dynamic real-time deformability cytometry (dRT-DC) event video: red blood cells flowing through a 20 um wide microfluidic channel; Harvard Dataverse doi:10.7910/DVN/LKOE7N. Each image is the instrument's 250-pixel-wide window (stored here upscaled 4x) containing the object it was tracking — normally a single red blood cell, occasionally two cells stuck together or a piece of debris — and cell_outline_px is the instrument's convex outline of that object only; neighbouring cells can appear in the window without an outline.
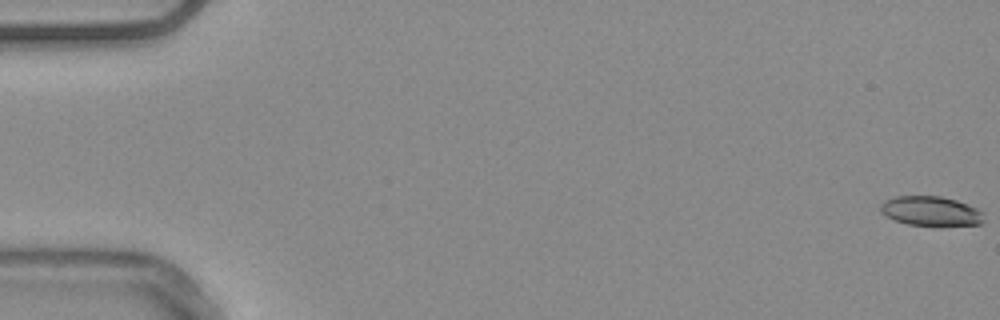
{"species": "common noctule bat (a hibernating species)", "species_latin": "Nyctalus noctula", "temperature_condition": "warm", "stored_images_in_passage": 55, "camera_frame_rate_fps": 3000, "um_per_image_px": 0.085, "animal": {"sex": "male", "body_mass_g": 20.4}, "frame": {"image": 1, "passage_image": 1, "time_ms": 0.0, "image_size_px": [1000, 320], "cell_outline_px": [[984, 220], [980, 224], [940, 228], [908, 224], [884, 216], [880, 212], [880, 204], [884, 200], [896, 196], [940, 196], [956, 200], [968, 204], [984, 212]], "centroid_in_image_um": [79.15, 17.98], "position_along_channel_um": 5.9, "area_um2": 18.55}}
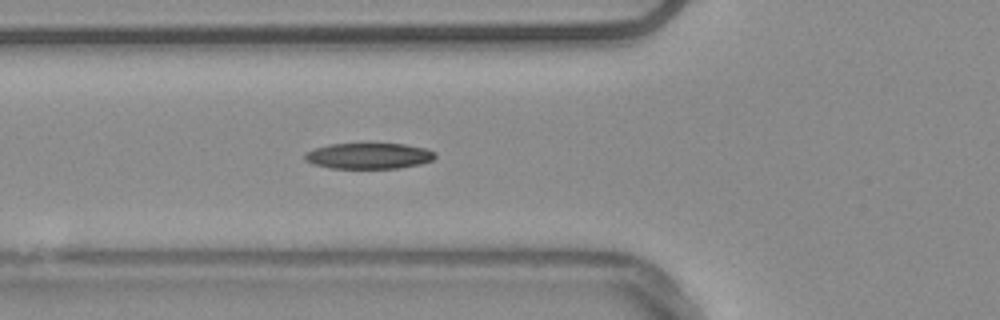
{"frame": {"image": 2, "passage_image": 21, "time_ms": 6.667, "image_size_px": [1000, 320], "cell_outline_px": [[436, 156], [432, 160], [420, 164], [396, 168], [332, 168], [312, 164], [304, 160], [304, 152], [328, 144], [404, 144], [424, 148], [436, 152]], "centroid_in_image_um": [31.32, 13.25], "position_along_channel_um": 94.5, "area_um2": 19.59}}
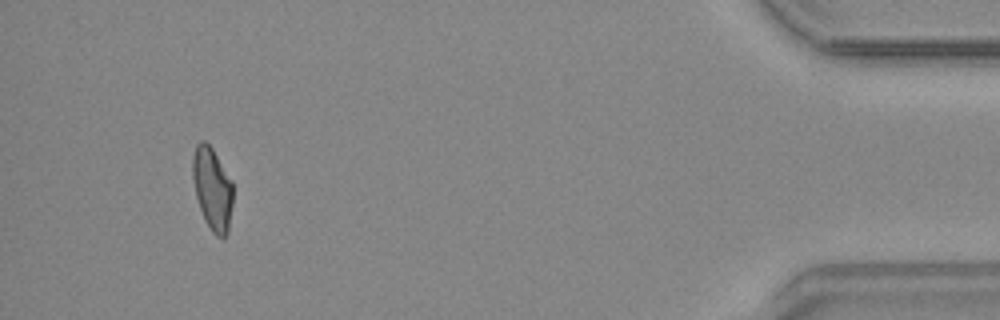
{"frame": {"image": 3, "passage_image": 52, "time_ms": 17.0, "image_size_px": [1000, 320], "cell_outline_px": [[232, 204], [228, 232], [224, 236], [216, 236], [212, 232], [204, 220], [196, 196], [192, 176], [192, 156], [196, 144], [200, 140], [204, 140], [212, 148], [232, 180]], "centroid_in_image_um": [18.03, 16.02], "position_along_channel_um": 417.2, "area_um2": 19.42}, "authors_computed_cell_mechanics": {"area_um2": 19.363, "velocity_mm_per_s": 3.7865, "shape_relaxation_time_tau1_ms": 10.7837, "shape_relaxation_time_tau2_ms": 3.4692, "deformation_change_tau1": 0.2511, "deformation_change_tau2": 0.1008}}